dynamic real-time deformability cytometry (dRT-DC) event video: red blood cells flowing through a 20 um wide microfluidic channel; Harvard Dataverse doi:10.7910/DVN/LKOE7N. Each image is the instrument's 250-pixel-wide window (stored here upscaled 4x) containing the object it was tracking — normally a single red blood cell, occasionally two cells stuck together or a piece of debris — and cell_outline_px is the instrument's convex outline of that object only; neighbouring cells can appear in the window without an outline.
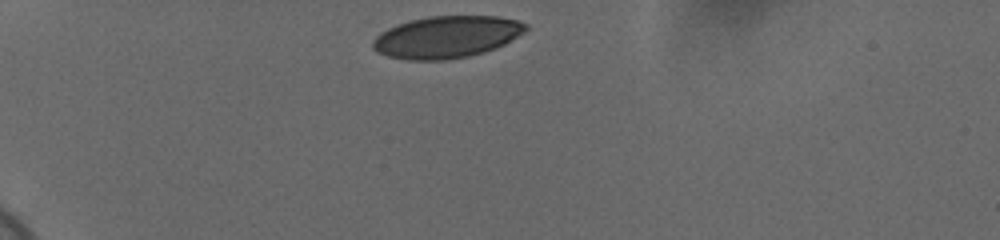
{"species": "human", "species_latin": "Homo sapiens", "temperature_condition": "cold", "stored_images_in_passage": 34, "camera_frame_rate_fps": 3000, "um_per_image_px": 0.085, "donor": {"sex": "female"}, "frame": {"image": 1, "passage_image": 1, "time_ms": 0.0, "image_size_px": [1000, 240], "cell_outline_px": [[528, 28], [524, 32], [504, 44], [496, 48], [484, 52], [468, 56], [444, 60], [408, 60], [388, 56], [376, 52], [372, 48], [372, 40], [380, 32], [396, 24], [408, 20], [428, 16], [496, 16], [516, 20], [528, 24]], "centroid_in_image_um": [37.93, 3.14], "position_along_channel_um": 47.1, "area_um2": 37.57}}
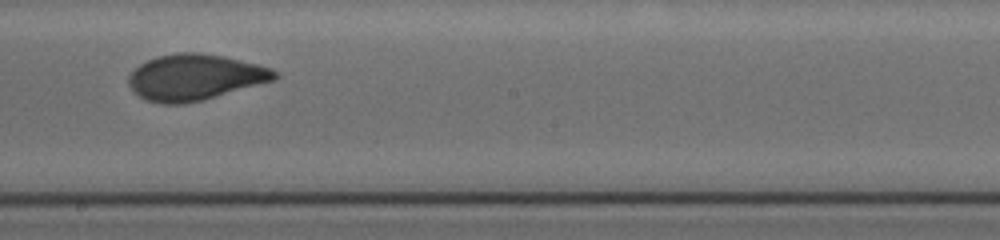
{"frame": {"image": 2, "passage_image": 20, "time_ms": 6.333, "image_size_px": [1000, 240], "cell_outline_px": [[280, 76], [276, 80], [200, 100], [184, 104], [160, 104], [144, 100], [132, 92], [128, 84], [128, 76], [140, 64], [156, 56], [176, 52], [196, 52], [224, 56], [272, 68], [280, 72]], "centroid_in_image_um": [16.55, 6.57], "position_along_channel_um": 231.6, "area_um2": 39.36}}
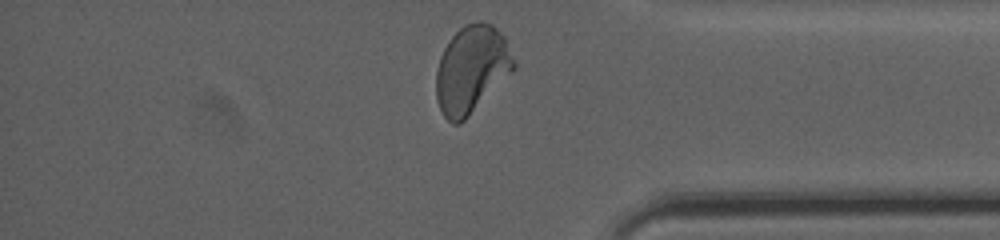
{"frame": {"image": 3, "passage_image": 34, "time_ms": 11.0, "image_size_px": [1000, 240], "cell_outline_px": [[516, 68], [460, 124], [452, 124], [444, 116], [436, 100], [436, 72], [440, 56], [444, 48], [452, 36], [464, 24], [476, 20], [484, 20], [492, 24], [504, 36], [516, 64]], "centroid_in_image_um": [40.07, 5.87], "position_along_channel_um": 395.1, "area_um2": 39.54}, "authors_computed_cell_mechanics": {"area_um2": 38.5526, "velocity_mm_per_s": 3.6821, "shape_relaxation_time_tau1_ms": 4.3996, "shape_relaxation_time_tau2_ms": null, "deformation_change_tau1": 0.1526, "deformation_change_tau2": null}}